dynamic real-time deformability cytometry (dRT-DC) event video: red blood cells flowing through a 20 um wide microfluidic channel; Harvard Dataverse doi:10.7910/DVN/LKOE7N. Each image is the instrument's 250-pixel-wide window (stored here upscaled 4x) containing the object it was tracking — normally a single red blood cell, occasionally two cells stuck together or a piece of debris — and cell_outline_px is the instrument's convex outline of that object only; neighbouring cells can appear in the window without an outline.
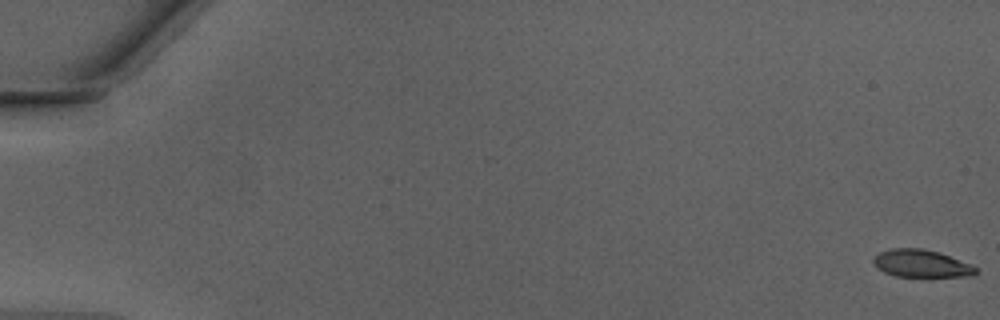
{"species": "Egyptian fruit bat (a non-hibernating species)", "species_latin": "Rousettus aegyptiacus", "temperature_condition": "warm", "stored_images_in_passage": 51, "segment_of_instrument_passage": [1, 2], "camera_frame_rate_fps": 3000, "um_per_image_px": 0.085, "animal": {"sex": "male"}, "frame": {"image": 1, "passage_image": 1, "time_ms": 0.0, "image_size_px": [1000, 320], "cell_outline_px": [[976, 272], [972, 276], [896, 276], [884, 272], [872, 260], [880, 252], [888, 248], [920, 248], [936, 252], [948, 256], [968, 264], [976, 268]], "centroid_in_image_um": [78.27, 22.39], "position_along_channel_um": 6.7, "area_um2": 15.84}}
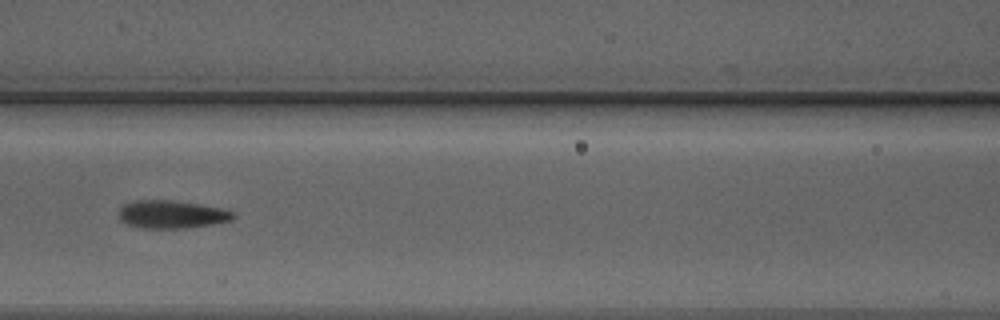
{"frame": {"image": 2, "passage_image": 24, "time_ms": 7.667, "image_size_px": [1000, 320], "cell_outline_px": [[236, 216], [232, 220], [212, 224], [184, 228], [144, 228], [128, 224], [120, 220], [120, 208], [124, 204], [132, 200], [168, 200], [196, 204], [220, 208], [236, 212]], "centroid_in_image_um": [14.6, 18.22], "position_along_channel_um": 152.0, "area_um2": 18.44}}
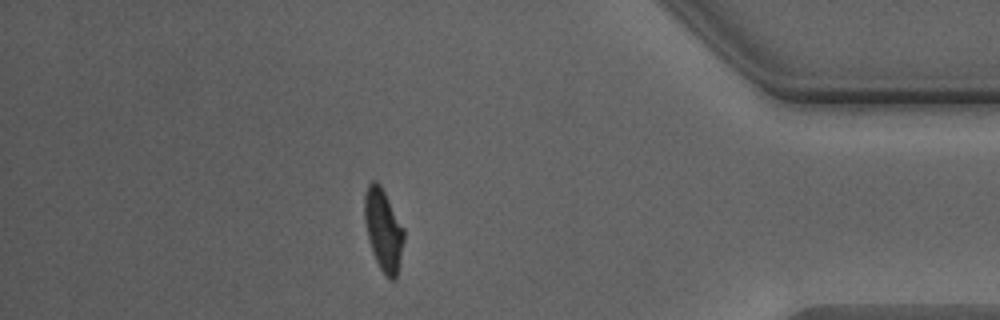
{"frame": {"image": 3, "passage_image": 44, "time_ms": 14.333, "image_size_px": [1000, 320], "cell_outline_px": [[404, 240], [396, 280], [392, 280], [380, 268], [372, 252], [364, 220], [364, 196], [368, 184], [372, 180], [376, 180], [380, 184], [404, 228]], "centroid_in_image_um": [32.58, 19.51], "position_along_channel_um": 402.6, "area_um2": 18.61}}